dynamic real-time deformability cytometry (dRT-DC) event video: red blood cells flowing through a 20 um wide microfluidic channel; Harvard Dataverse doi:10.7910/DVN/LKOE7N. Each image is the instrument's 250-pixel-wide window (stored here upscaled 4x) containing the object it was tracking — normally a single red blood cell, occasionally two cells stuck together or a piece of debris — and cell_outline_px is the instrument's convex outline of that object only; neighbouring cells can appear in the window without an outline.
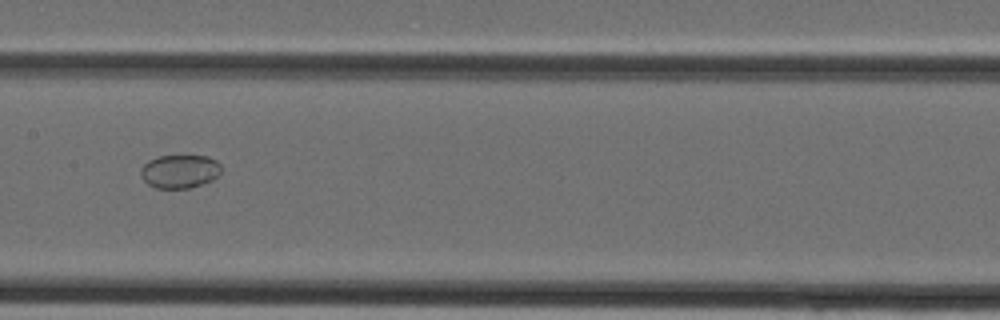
{"species": "Egyptian fruit bat (a non-hibernating species)", "species_latin": "Rousettus aegyptiacus", "temperature_condition": "cold", "stored_images_in_passage": 30, "camera_frame_rate_fps": 3000, "um_per_image_px": 0.085, "animal": {"sex": "female"}, "frame": {"image": 1, "passage_image": 13, "time_ms": 4.0, "image_size_px": [1000, 320], "cell_outline_px": [[220, 172], [212, 180], [204, 184], [192, 188], [156, 188], [148, 184], [140, 176], [140, 168], [148, 160], [160, 156], [208, 156], [216, 160], [220, 164]], "centroid_in_image_um": [15.26, 14.57], "position_along_channel_um": 192.1, "area_um2": 15.78}}
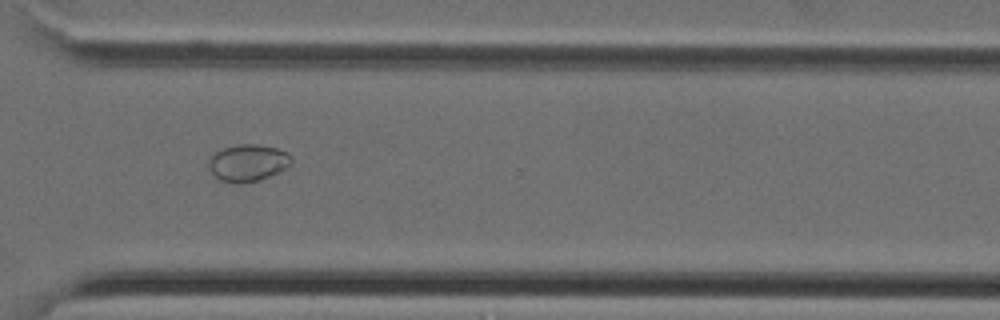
{"frame": {"image": 2, "passage_image": 22, "time_ms": 7.0, "image_size_px": [1000, 320], "cell_outline_px": [[292, 164], [260, 180], [240, 184], [236, 184], [220, 180], [208, 168], [208, 160], [216, 152], [224, 148], [236, 144], [256, 144], [276, 148], [288, 152], [292, 156]], "centroid_in_image_um": [21.07, 13.84], "position_along_channel_um": 349.5, "area_um2": 17.8}}